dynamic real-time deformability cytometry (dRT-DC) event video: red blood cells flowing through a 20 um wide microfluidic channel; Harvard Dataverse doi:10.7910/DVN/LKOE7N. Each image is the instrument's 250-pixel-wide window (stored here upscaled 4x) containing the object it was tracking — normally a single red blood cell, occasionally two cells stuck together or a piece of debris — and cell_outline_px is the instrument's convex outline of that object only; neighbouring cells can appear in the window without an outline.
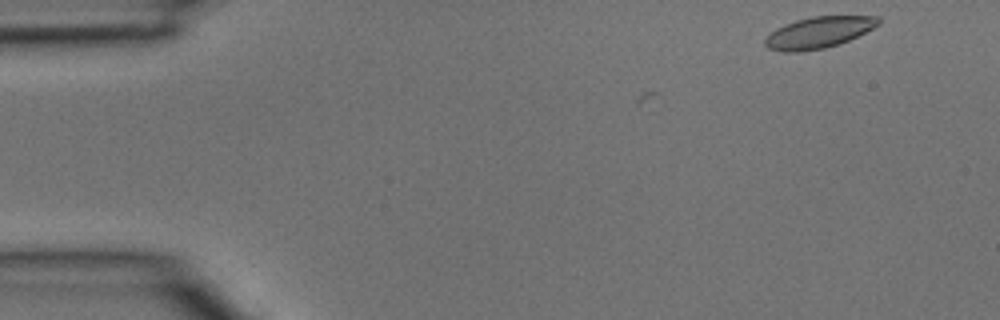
{"species": "common noctule bat (a hibernating species)", "species_latin": "Nyctalus noctula", "temperature_condition": "room temperature", "stored_images_in_passage": 3, "camera_frame_rate_fps": 3000, "um_per_image_px": 0.085, "animal": {"sex": "male", "body_mass_g": 15.6}, "frame": {"image": 1, "passage_image": 1, "time_ms": 0.0, "image_size_px": [1000, 320], "cell_outline_px": [[880, 24], [848, 40], [824, 48], [800, 52], [784, 52], [768, 48], [764, 44], [764, 40], [776, 28], [784, 24], [796, 20], [812, 16], [880, 16]], "centroid_in_image_um": [69.56, 2.75], "position_along_channel_um": 15.4, "area_um2": 20.52}}